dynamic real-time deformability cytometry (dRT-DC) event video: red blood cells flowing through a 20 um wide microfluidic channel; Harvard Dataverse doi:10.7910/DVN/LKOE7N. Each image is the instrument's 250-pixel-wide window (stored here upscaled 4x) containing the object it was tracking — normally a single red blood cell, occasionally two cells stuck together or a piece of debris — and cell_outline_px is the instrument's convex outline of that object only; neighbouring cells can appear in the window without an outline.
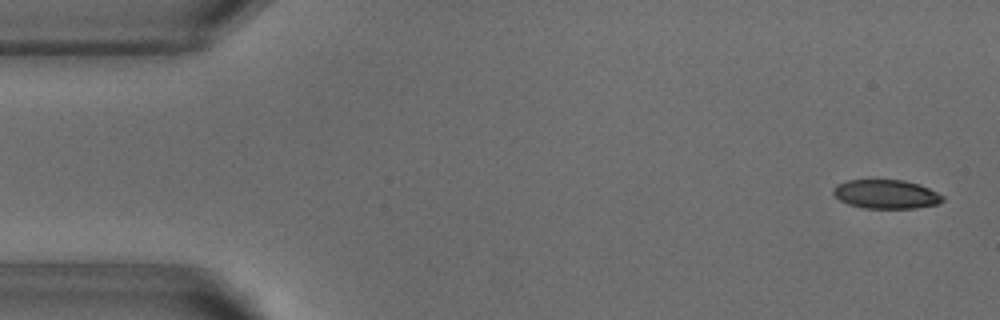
{"species": "common noctule bat (a hibernating species)", "species_latin": "Nyctalus noctula", "temperature_condition": "warm", "stored_images_in_passage": 52, "camera_frame_rate_fps": 3000, "um_per_image_px": 0.085, "animal": {"sex": "male", "body_mass_g": 18.8}, "frame": {"image": 1, "passage_image": 2, "time_ms": 0.333, "image_size_px": [1000, 320], "cell_outline_px": [[944, 200], [940, 204], [916, 208], [864, 208], [848, 204], [840, 200], [832, 192], [832, 188], [836, 184], [848, 180], [904, 180], [928, 188], [944, 196]], "centroid_in_image_um": [75.31, 16.51], "position_along_channel_um": 9.7, "area_um2": 18.44}}
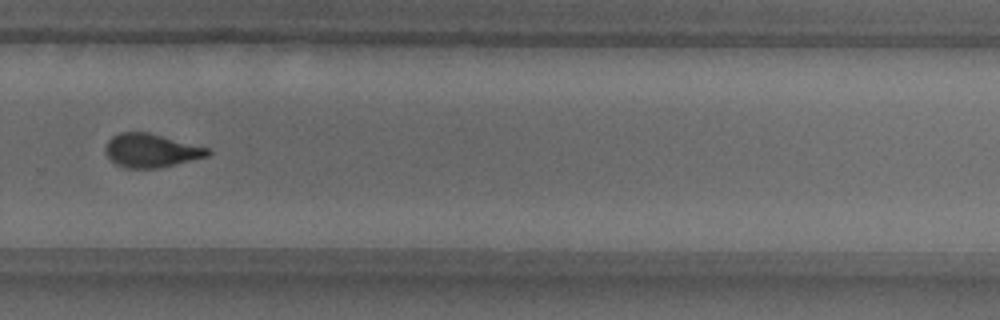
{"frame": {"image": 2, "passage_image": 35, "time_ms": 11.333, "image_size_px": [1000, 320], "cell_outline_px": [[212, 152], [208, 156], [156, 168], [124, 168], [116, 164], [104, 152], [104, 148], [108, 140], [112, 136], [120, 132], [148, 132], [212, 148]], "centroid_in_image_um": [12.85, 12.78], "position_along_channel_um": 316.9, "area_um2": 20.11}}
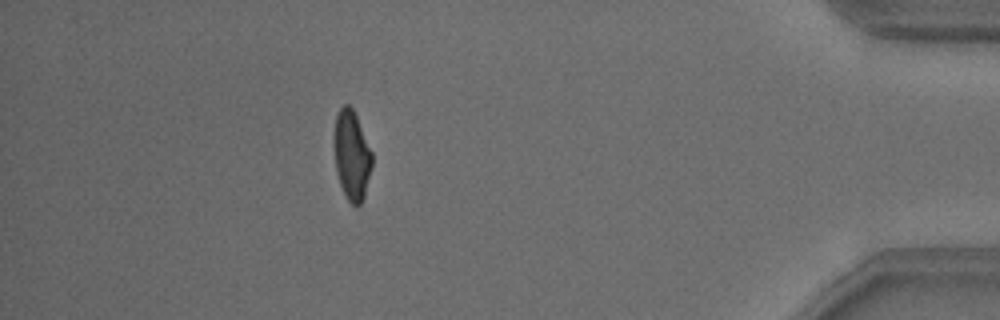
{"frame": {"image": 3, "passage_image": 46, "time_ms": 15.0, "image_size_px": [1000, 320], "cell_outline_px": [[372, 168], [364, 196], [360, 204], [356, 208], [348, 200], [340, 184], [336, 172], [332, 144], [332, 140], [336, 116], [340, 108], [344, 104], [348, 104], [352, 108], [356, 116], [372, 152]], "centroid_in_image_um": [29.87, 13.2], "position_along_channel_um": 405.3, "area_um2": 20.06}, "authors_computed_cell_mechanics": {"area_um2": 20.6346, "velocity_mm_per_s": 3.8345, "shape_relaxation_time_tau1_ms": 4.3896, "shape_relaxation_time_tau2_ms": 1.2466, "deformation_change_tau1": 0.1827, "deformation_change_tau2": 0.0827}}